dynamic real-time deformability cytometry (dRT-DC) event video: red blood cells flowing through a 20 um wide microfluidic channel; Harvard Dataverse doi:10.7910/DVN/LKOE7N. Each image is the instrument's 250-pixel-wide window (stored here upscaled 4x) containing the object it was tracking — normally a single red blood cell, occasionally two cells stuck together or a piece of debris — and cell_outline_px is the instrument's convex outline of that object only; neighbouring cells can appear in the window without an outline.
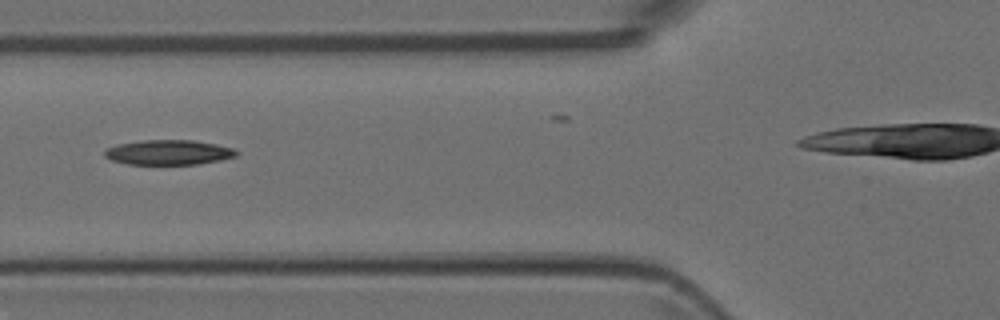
{"species": "Egyptian fruit bat (a non-hibernating species)", "species_latin": "Rousettus aegyptiacus", "temperature_condition": "room temperature", "stored_images_in_passage": 6, "camera_frame_rate_fps": 3000, "um_per_image_px": 0.085, "animal": {"sex": "female"}, "frame": {"image": 1, "passage_image": 3, "time_ms": 0.667, "image_size_px": [1000, 320], "cell_outline_px": [[240, 152], [236, 156], [220, 160], [196, 164], [128, 164], [112, 160], [104, 156], [104, 152], [108, 148], [116, 144], [144, 140], [192, 140], [216, 144], [232, 148]], "centroid_in_image_um": [14.33, 12.95], "position_along_channel_um": 111.5, "area_um2": 19.02}}
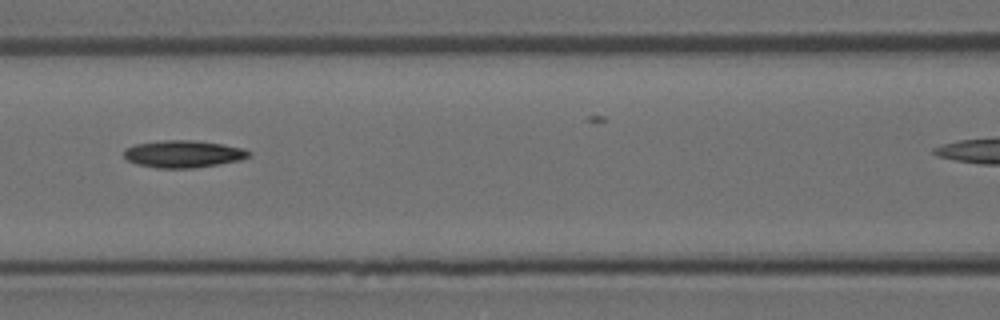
{"frame": {"image": 2, "passage_image": 4, "time_ms": 1.0, "image_size_px": [1000, 320], "cell_outline_px": [[252, 152], [248, 156], [240, 160], [196, 168], [156, 168], [136, 164], [128, 160], [124, 156], [124, 148], [136, 144], [164, 140], [192, 140], [220, 144], [244, 148]], "centroid_in_image_um": [15.56, 13.09], "position_along_channel_um": 151.0, "area_um2": 19.77}}